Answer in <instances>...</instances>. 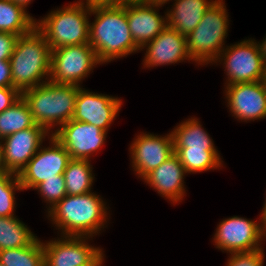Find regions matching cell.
Masks as SVG:
<instances>
[{
  "instance_id": "obj_27",
  "label": "cell",
  "mask_w": 266,
  "mask_h": 266,
  "mask_svg": "<svg viewBox=\"0 0 266 266\" xmlns=\"http://www.w3.org/2000/svg\"><path fill=\"white\" fill-rule=\"evenodd\" d=\"M0 263L4 266H44L43 241L37 237L29 246L0 250Z\"/></svg>"
},
{
  "instance_id": "obj_40",
  "label": "cell",
  "mask_w": 266,
  "mask_h": 266,
  "mask_svg": "<svg viewBox=\"0 0 266 266\" xmlns=\"http://www.w3.org/2000/svg\"><path fill=\"white\" fill-rule=\"evenodd\" d=\"M0 171H3V163H2V143L0 141Z\"/></svg>"
},
{
  "instance_id": "obj_23",
  "label": "cell",
  "mask_w": 266,
  "mask_h": 266,
  "mask_svg": "<svg viewBox=\"0 0 266 266\" xmlns=\"http://www.w3.org/2000/svg\"><path fill=\"white\" fill-rule=\"evenodd\" d=\"M90 160L71 159L64 171L67 195H83L91 192L95 180Z\"/></svg>"
},
{
  "instance_id": "obj_36",
  "label": "cell",
  "mask_w": 266,
  "mask_h": 266,
  "mask_svg": "<svg viewBox=\"0 0 266 266\" xmlns=\"http://www.w3.org/2000/svg\"><path fill=\"white\" fill-rule=\"evenodd\" d=\"M256 43L258 44L260 54L266 64V36H265V39L263 38V41L256 42Z\"/></svg>"
},
{
  "instance_id": "obj_28",
  "label": "cell",
  "mask_w": 266,
  "mask_h": 266,
  "mask_svg": "<svg viewBox=\"0 0 266 266\" xmlns=\"http://www.w3.org/2000/svg\"><path fill=\"white\" fill-rule=\"evenodd\" d=\"M15 191H23L18 175L0 171V217L15 216Z\"/></svg>"
},
{
  "instance_id": "obj_32",
  "label": "cell",
  "mask_w": 266,
  "mask_h": 266,
  "mask_svg": "<svg viewBox=\"0 0 266 266\" xmlns=\"http://www.w3.org/2000/svg\"><path fill=\"white\" fill-rule=\"evenodd\" d=\"M21 97V93L14 87H0V113L8 109Z\"/></svg>"
},
{
  "instance_id": "obj_17",
  "label": "cell",
  "mask_w": 266,
  "mask_h": 266,
  "mask_svg": "<svg viewBox=\"0 0 266 266\" xmlns=\"http://www.w3.org/2000/svg\"><path fill=\"white\" fill-rule=\"evenodd\" d=\"M162 6L126 0L127 22L135 44L142 49L167 27V14H159Z\"/></svg>"
},
{
  "instance_id": "obj_31",
  "label": "cell",
  "mask_w": 266,
  "mask_h": 266,
  "mask_svg": "<svg viewBox=\"0 0 266 266\" xmlns=\"http://www.w3.org/2000/svg\"><path fill=\"white\" fill-rule=\"evenodd\" d=\"M17 38L15 34L0 32V61L10 59Z\"/></svg>"
},
{
  "instance_id": "obj_24",
  "label": "cell",
  "mask_w": 266,
  "mask_h": 266,
  "mask_svg": "<svg viewBox=\"0 0 266 266\" xmlns=\"http://www.w3.org/2000/svg\"><path fill=\"white\" fill-rule=\"evenodd\" d=\"M17 216L0 217V250L29 246L37 236Z\"/></svg>"
},
{
  "instance_id": "obj_18",
  "label": "cell",
  "mask_w": 266,
  "mask_h": 266,
  "mask_svg": "<svg viewBox=\"0 0 266 266\" xmlns=\"http://www.w3.org/2000/svg\"><path fill=\"white\" fill-rule=\"evenodd\" d=\"M143 59L144 68L170 65L192 59L188 54L186 36L167 26L159 35L147 43Z\"/></svg>"
},
{
  "instance_id": "obj_9",
  "label": "cell",
  "mask_w": 266,
  "mask_h": 266,
  "mask_svg": "<svg viewBox=\"0 0 266 266\" xmlns=\"http://www.w3.org/2000/svg\"><path fill=\"white\" fill-rule=\"evenodd\" d=\"M265 239L266 225L262 221L238 216L223 219L213 236L216 248L227 253L259 250Z\"/></svg>"
},
{
  "instance_id": "obj_2",
  "label": "cell",
  "mask_w": 266,
  "mask_h": 266,
  "mask_svg": "<svg viewBox=\"0 0 266 266\" xmlns=\"http://www.w3.org/2000/svg\"><path fill=\"white\" fill-rule=\"evenodd\" d=\"M106 204L94 192L66 195L47 212V217L60 230L61 236L94 237L108 222Z\"/></svg>"
},
{
  "instance_id": "obj_35",
  "label": "cell",
  "mask_w": 266,
  "mask_h": 266,
  "mask_svg": "<svg viewBox=\"0 0 266 266\" xmlns=\"http://www.w3.org/2000/svg\"><path fill=\"white\" fill-rule=\"evenodd\" d=\"M104 251H100L88 264L81 266H103L104 261Z\"/></svg>"
},
{
  "instance_id": "obj_38",
  "label": "cell",
  "mask_w": 266,
  "mask_h": 266,
  "mask_svg": "<svg viewBox=\"0 0 266 266\" xmlns=\"http://www.w3.org/2000/svg\"><path fill=\"white\" fill-rule=\"evenodd\" d=\"M259 216H260L259 221L261 220L266 225V198H265L262 212Z\"/></svg>"
},
{
  "instance_id": "obj_13",
  "label": "cell",
  "mask_w": 266,
  "mask_h": 266,
  "mask_svg": "<svg viewBox=\"0 0 266 266\" xmlns=\"http://www.w3.org/2000/svg\"><path fill=\"white\" fill-rule=\"evenodd\" d=\"M137 135L129 147L133 171L143 179L159 167L174 153L173 137L142 133Z\"/></svg>"
},
{
  "instance_id": "obj_8",
  "label": "cell",
  "mask_w": 266,
  "mask_h": 266,
  "mask_svg": "<svg viewBox=\"0 0 266 266\" xmlns=\"http://www.w3.org/2000/svg\"><path fill=\"white\" fill-rule=\"evenodd\" d=\"M102 64L90 44L64 46L51 52L49 80L54 83L81 86L96 65Z\"/></svg>"
},
{
  "instance_id": "obj_15",
  "label": "cell",
  "mask_w": 266,
  "mask_h": 266,
  "mask_svg": "<svg viewBox=\"0 0 266 266\" xmlns=\"http://www.w3.org/2000/svg\"><path fill=\"white\" fill-rule=\"evenodd\" d=\"M122 99L106 94L90 92L80 87L72 119L92 124L108 132L109 127L118 116Z\"/></svg>"
},
{
  "instance_id": "obj_7",
  "label": "cell",
  "mask_w": 266,
  "mask_h": 266,
  "mask_svg": "<svg viewBox=\"0 0 266 266\" xmlns=\"http://www.w3.org/2000/svg\"><path fill=\"white\" fill-rule=\"evenodd\" d=\"M225 66V85L266 80V64L255 39H244L227 46L213 61Z\"/></svg>"
},
{
  "instance_id": "obj_4",
  "label": "cell",
  "mask_w": 266,
  "mask_h": 266,
  "mask_svg": "<svg viewBox=\"0 0 266 266\" xmlns=\"http://www.w3.org/2000/svg\"><path fill=\"white\" fill-rule=\"evenodd\" d=\"M80 87L48 80L23 91L21 96L28 104L34 122L52 135L55 126H58L57 130L72 119Z\"/></svg>"
},
{
  "instance_id": "obj_33",
  "label": "cell",
  "mask_w": 266,
  "mask_h": 266,
  "mask_svg": "<svg viewBox=\"0 0 266 266\" xmlns=\"http://www.w3.org/2000/svg\"><path fill=\"white\" fill-rule=\"evenodd\" d=\"M0 87H13L9 60L0 61Z\"/></svg>"
},
{
  "instance_id": "obj_19",
  "label": "cell",
  "mask_w": 266,
  "mask_h": 266,
  "mask_svg": "<svg viewBox=\"0 0 266 266\" xmlns=\"http://www.w3.org/2000/svg\"><path fill=\"white\" fill-rule=\"evenodd\" d=\"M186 170L174 152L159 167L148 173L142 180L150 188L152 187L161 197L168 199L171 203L182 202L186 194L184 178Z\"/></svg>"
},
{
  "instance_id": "obj_5",
  "label": "cell",
  "mask_w": 266,
  "mask_h": 266,
  "mask_svg": "<svg viewBox=\"0 0 266 266\" xmlns=\"http://www.w3.org/2000/svg\"><path fill=\"white\" fill-rule=\"evenodd\" d=\"M52 10L36 28L44 35L51 50L64 46L89 44L91 7L74 2Z\"/></svg>"
},
{
  "instance_id": "obj_39",
  "label": "cell",
  "mask_w": 266,
  "mask_h": 266,
  "mask_svg": "<svg viewBox=\"0 0 266 266\" xmlns=\"http://www.w3.org/2000/svg\"><path fill=\"white\" fill-rule=\"evenodd\" d=\"M11 1L18 3V4H21L27 8L28 5H30L31 1H33V0H11Z\"/></svg>"
},
{
  "instance_id": "obj_3",
  "label": "cell",
  "mask_w": 266,
  "mask_h": 266,
  "mask_svg": "<svg viewBox=\"0 0 266 266\" xmlns=\"http://www.w3.org/2000/svg\"><path fill=\"white\" fill-rule=\"evenodd\" d=\"M51 52L47 40L36 27L19 36L9 59L13 87L22 93L47 82L51 72Z\"/></svg>"
},
{
  "instance_id": "obj_14",
  "label": "cell",
  "mask_w": 266,
  "mask_h": 266,
  "mask_svg": "<svg viewBox=\"0 0 266 266\" xmlns=\"http://www.w3.org/2000/svg\"><path fill=\"white\" fill-rule=\"evenodd\" d=\"M225 86V99L234 118L255 121L266 118V80Z\"/></svg>"
},
{
  "instance_id": "obj_37",
  "label": "cell",
  "mask_w": 266,
  "mask_h": 266,
  "mask_svg": "<svg viewBox=\"0 0 266 266\" xmlns=\"http://www.w3.org/2000/svg\"><path fill=\"white\" fill-rule=\"evenodd\" d=\"M138 1L143 2V3L163 6L164 4H167L168 2H170L172 0H138Z\"/></svg>"
},
{
  "instance_id": "obj_22",
  "label": "cell",
  "mask_w": 266,
  "mask_h": 266,
  "mask_svg": "<svg viewBox=\"0 0 266 266\" xmlns=\"http://www.w3.org/2000/svg\"><path fill=\"white\" fill-rule=\"evenodd\" d=\"M27 8L11 0H0V32L25 35L36 27V18Z\"/></svg>"
},
{
  "instance_id": "obj_26",
  "label": "cell",
  "mask_w": 266,
  "mask_h": 266,
  "mask_svg": "<svg viewBox=\"0 0 266 266\" xmlns=\"http://www.w3.org/2000/svg\"><path fill=\"white\" fill-rule=\"evenodd\" d=\"M187 174L210 171L223 167L218 150L174 149Z\"/></svg>"
},
{
  "instance_id": "obj_20",
  "label": "cell",
  "mask_w": 266,
  "mask_h": 266,
  "mask_svg": "<svg viewBox=\"0 0 266 266\" xmlns=\"http://www.w3.org/2000/svg\"><path fill=\"white\" fill-rule=\"evenodd\" d=\"M172 9H167V26L187 36L201 21L206 10L215 0H174Z\"/></svg>"
},
{
  "instance_id": "obj_11",
  "label": "cell",
  "mask_w": 266,
  "mask_h": 266,
  "mask_svg": "<svg viewBox=\"0 0 266 266\" xmlns=\"http://www.w3.org/2000/svg\"><path fill=\"white\" fill-rule=\"evenodd\" d=\"M71 159L90 160L105 143L107 132L92 124L71 119L52 134ZM95 152V153H94Z\"/></svg>"
},
{
  "instance_id": "obj_34",
  "label": "cell",
  "mask_w": 266,
  "mask_h": 266,
  "mask_svg": "<svg viewBox=\"0 0 266 266\" xmlns=\"http://www.w3.org/2000/svg\"><path fill=\"white\" fill-rule=\"evenodd\" d=\"M85 1V2H84ZM126 0H78L76 2L85 4L86 6H106L122 4Z\"/></svg>"
},
{
  "instance_id": "obj_10",
  "label": "cell",
  "mask_w": 266,
  "mask_h": 266,
  "mask_svg": "<svg viewBox=\"0 0 266 266\" xmlns=\"http://www.w3.org/2000/svg\"><path fill=\"white\" fill-rule=\"evenodd\" d=\"M48 140L50 146L41 145L18 174L23 190L34 189L46 179L56 178L58 175L64 174L67 164L71 160L70 154L53 135H50Z\"/></svg>"
},
{
  "instance_id": "obj_25",
  "label": "cell",
  "mask_w": 266,
  "mask_h": 266,
  "mask_svg": "<svg viewBox=\"0 0 266 266\" xmlns=\"http://www.w3.org/2000/svg\"><path fill=\"white\" fill-rule=\"evenodd\" d=\"M35 124L29 106L21 96L8 109L0 113V140L12 133L33 127Z\"/></svg>"
},
{
  "instance_id": "obj_29",
  "label": "cell",
  "mask_w": 266,
  "mask_h": 266,
  "mask_svg": "<svg viewBox=\"0 0 266 266\" xmlns=\"http://www.w3.org/2000/svg\"><path fill=\"white\" fill-rule=\"evenodd\" d=\"M34 190L38 191L47 205H49L46 211L48 212L67 195L64 175L46 179V181L38 184Z\"/></svg>"
},
{
  "instance_id": "obj_6",
  "label": "cell",
  "mask_w": 266,
  "mask_h": 266,
  "mask_svg": "<svg viewBox=\"0 0 266 266\" xmlns=\"http://www.w3.org/2000/svg\"><path fill=\"white\" fill-rule=\"evenodd\" d=\"M225 1L215 0L206 10L199 25L186 36L188 54L198 65H213L226 47L229 19Z\"/></svg>"
},
{
  "instance_id": "obj_21",
  "label": "cell",
  "mask_w": 266,
  "mask_h": 266,
  "mask_svg": "<svg viewBox=\"0 0 266 266\" xmlns=\"http://www.w3.org/2000/svg\"><path fill=\"white\" fill-rule=\"evenodd\" d=\"M174 149L217 150L213 139L202 127L198 118L182 121L171 131Z\"/></svg>"
},
{
  "instance_id": "obj_16",
  "label": "cell",
  "mask_w": 266,
  "mask_h": 266,
  "mask_svg": "<svg viewBox=\"0 0 266 266\" xmlns=\"http://www.w3.org/2000/svg\"><path fill=\"white\" fill-rule=\"evenodd\" d=\"M60 237L43 242L44 266L86 265L102 250L88 243L92 237Z\"/></svg>"
},
{
  "instance_id": "obj_1",
  "label": "cell",
  "mask_w": 266,
  "mask_h": 266,
  "mask_svg": "<svg viewBox=\"0 0 266 266\" xmlns=\"http://www.w3.org/2000/svg\"><path fill=\"white\" fill-rule=\"evenodd\" d=\"M89 23V44L103 64L141 51L131 35L126 1L118 5L93 6Z\"/></svg>"
},
{
  "instance_id": "obj_12",
  "label": "cell",
  "mask_w": 266,
  "mask_h": 266,
  "mask_svg": "<svg viewBox=\"0 0 266 266\" xmlns=\"http://www.w3.org/2000/svg\"><path fill=\"white\" fill-rule=\"evenodd\" d=\"M50 135L51 133L43 126L35 124L3 138L1 140L3 170L18 175L43 145L46 136Z\"/></svg>"
},
{
  "instance_id": "obj_30",
  "label": "cell",
  "mask_w": 266,
  "mask_h": 266,
  "mask_svg": "<svg viewBox=\"0 0 266 266\" xmlns=\"http://www.w3.org/2000/svg\"><path fill=\"white\" fill-rule=\"evenodd\" d=\"M261 248L259 250L249 252H234L228 256L226 266H263L265 252Z\"/></svg>"
}]
</instances>
